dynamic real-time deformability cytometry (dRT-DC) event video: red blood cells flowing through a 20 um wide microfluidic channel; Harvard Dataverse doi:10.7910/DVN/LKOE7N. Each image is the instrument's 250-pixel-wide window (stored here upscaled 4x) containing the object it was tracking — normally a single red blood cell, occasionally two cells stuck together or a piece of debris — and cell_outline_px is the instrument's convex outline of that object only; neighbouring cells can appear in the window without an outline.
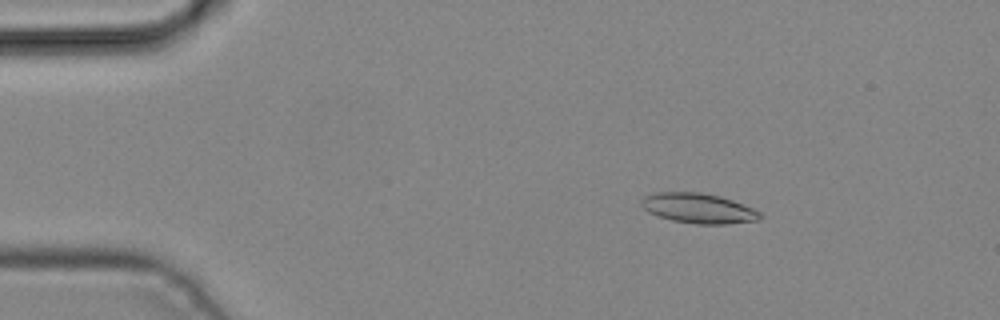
{"species": "common noctule bat (a hibernating species)", "species_latin": "Nyctalus noctula", "temperature_condition": "cold", "stored_images_in_passage": 3, "camera_frame_rate_fps": 3000, "um_per_image_px": 0.085, "animal": {"sex": "male", "body_mass_g": 19.2, "forearm_length_mm": 51.8}, "frame": {"image": 1, "passage_image": 1, "time_ms": 0.0, "image_size_px": [1000, 320], "cell_outline_px": [[760, 220], [724, 224], [696, 224], [672, 220], [648, 212], [640, 204], [640, 200], [644, 196], [652, 192], [700, 192], [720, 196], [732, 200], [752, 208], [760, 212]], "centroid_in_image_um": [59.33, 17.69], "position_along_channel_um": 25.7, "area_um2": 20.69}}